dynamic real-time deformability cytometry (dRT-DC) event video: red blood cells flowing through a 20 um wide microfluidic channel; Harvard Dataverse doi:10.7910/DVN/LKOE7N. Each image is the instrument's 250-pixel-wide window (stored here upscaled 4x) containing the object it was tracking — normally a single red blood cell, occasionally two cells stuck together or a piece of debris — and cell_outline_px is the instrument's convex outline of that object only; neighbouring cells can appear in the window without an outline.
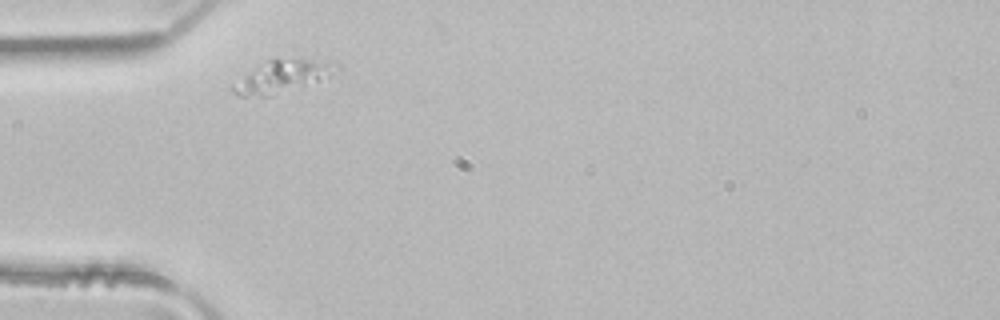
{"species": "common noctule bat (a hibernating species)", "species_latin": "Nyctalus noctula", "temperature_condition": "room temperature", "stored_images_in_passage": 3, "camera_frame_rate_fps": 3000, "um_per_image_px": 0.085, "animal": {"sex": "male", "body_mass_g": 21.5, "forearm_length_mm": 52.0}, "frame": {"image": 1, "passage_image": 1, "time_ms": 0.0, "image_size_px": [1000, 320], "cell_outline_px": [[340, 68], [328, 76], [268, 96], [240, 96], [232, 92], [232, 84], [268, 60], [300, 56], [336, 60], [340, 64]], "centroid_in_image_um": [24.1, 6.41], "position_along_channel_um": 60.9, "area_um2": 19.36}}
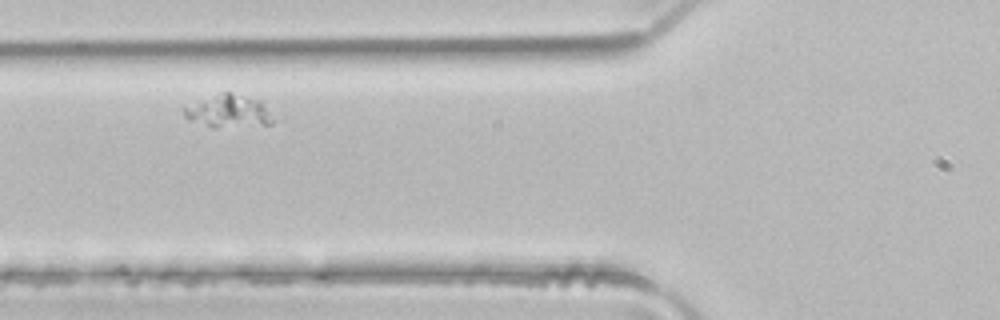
{"frame": {"image": 2, "passage_image": 2, "time_ms": 0.333, "image_size_px": [1000, 320], "cell_outline_px": [[272, 124], [212, 128], [188, 120], [184, 116], [184, 108], [220, 92], [232, 92], [260, 100], [268, 112], [272, 120]], "centroid_in_image_um": [19.4, 9.47], "position_along_channel_um": 106.4, "area_um2": 16.65}}
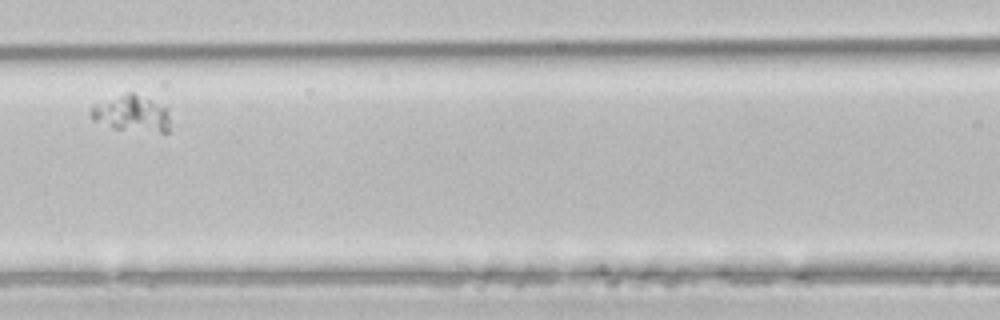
{"frame": {"image": 3, "passage_image": 3, "time_ms": 0.667, "image_size_px": [1000, 320], "cell_outline_px": [[168, 132], [160, 132], [112, 128], [92, 120], [88, 112], [92, 104], [128, 92], [132, 92], [168, 108]], "centroid_in_image_um": [11.12, 9.64], "position_along_channel_um": 155.5, "area_um2": 16.7}}